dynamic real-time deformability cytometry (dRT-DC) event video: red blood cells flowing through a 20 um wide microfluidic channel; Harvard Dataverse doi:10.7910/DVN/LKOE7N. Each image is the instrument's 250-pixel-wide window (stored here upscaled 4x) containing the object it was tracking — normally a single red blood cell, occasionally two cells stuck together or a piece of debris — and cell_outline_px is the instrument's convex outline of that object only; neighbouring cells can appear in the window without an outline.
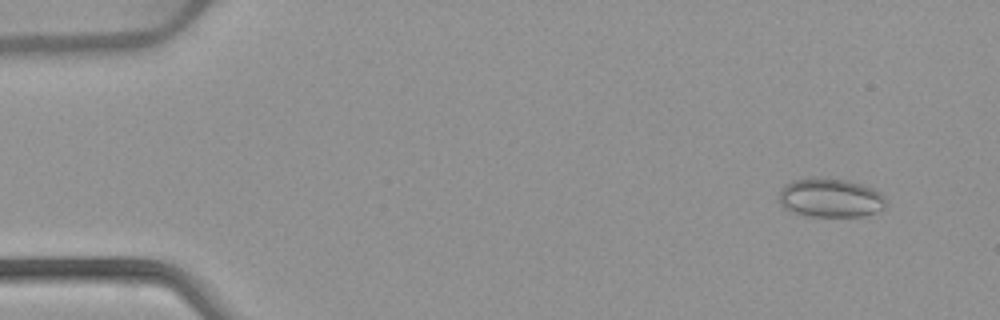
{"species": "common noctule bat (a hibernating species)", "species_latin": "Nyctalus noctula", "temperature_condition": "warm", "stored_images_in_passage": 52, "camera_frame_rate_fps": 3000, "um_per_image_px": 0.085, "animal": {"sex": "female", "body_mass_g": 22.7, "forearm_length_mm": 54.2}, "frame": {"image": 1, "passage_image": 4, "time_ms": 1.0, "image_size_px": [1000, 320], "cell_outline_px": [[884, 208], [876, 212], [864, 216], [808, 216], [784, 208], [780, 204], [780, 188], [784, 184], [792, 180], [812, 176], [820, 176], [848, 180], [872, 188], [880, 192], [884, 196]], "centroid_in_image_um": [70.55, 16.78], "position_along_channel_um": 14.4, "area_um2": 24.51}}
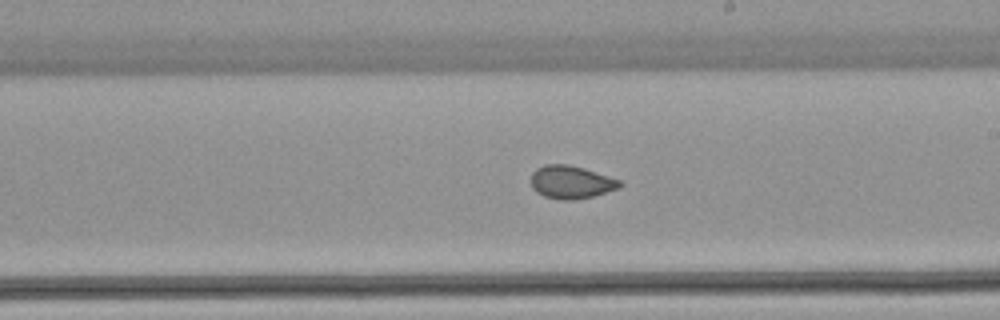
{"frame": {"image": 2, "passage_image": 30, "time_ms": 9.667, "image_size_px": [1000, 320], "cell_outline_px": [[624, 184], [620, 188], [592, 196], [572, 200], [560, 200], [544, 196], [536, 192], [532, 188], [532, 172], [536, 168], [544, 164], [568, 164], [584, 168], [620, 180]], "centroid_in_image_um": [48.54, 15.48], "position_along_channel_um": 240.5, "area_um2": 17.11}}
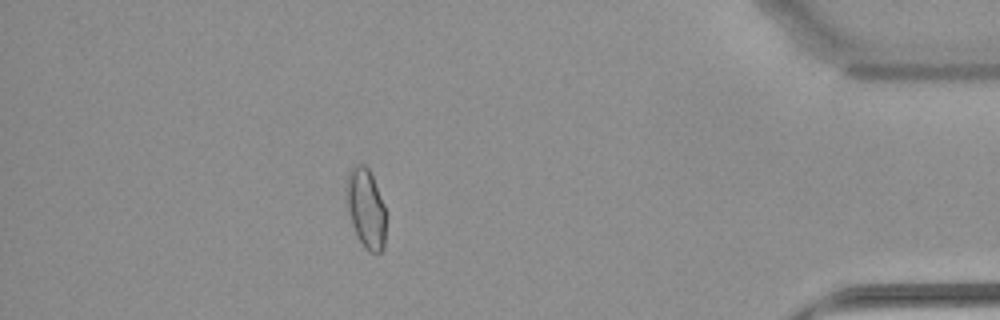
{"frame": {"image": 3, "passage_image": 46, "time_ms": 15.0, "image_size_px": [1000, 320], "cell_outline_px": [[388, 216], [384, 248], [380, 252], [368, 252], [364, 248], [352, 224], [348, 212], [344, 196], [344, 188], [348, 172], [356, 164], [364, 164], [368, 168], [372, 176], [384, 204]], "centroid_in_image_um": [31.11, 17.71], "position_along_channel_um": 404.1, "area_um2": 18.96}}